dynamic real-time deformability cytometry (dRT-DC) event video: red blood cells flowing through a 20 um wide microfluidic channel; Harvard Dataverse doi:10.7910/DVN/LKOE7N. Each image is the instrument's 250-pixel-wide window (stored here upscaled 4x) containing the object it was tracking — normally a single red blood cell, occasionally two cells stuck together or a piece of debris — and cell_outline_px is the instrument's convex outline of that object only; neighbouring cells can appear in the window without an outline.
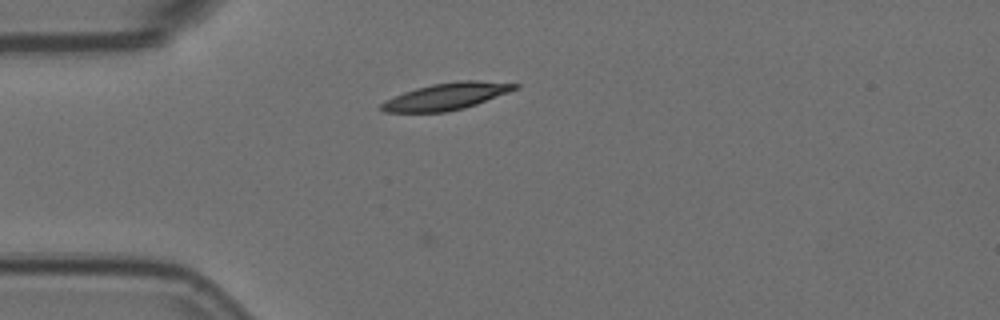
{"species": "Egyptian fruit bat (a non-hibernating species)", "species_latin": "Rousettus aegyptiacus", "temperature_condition": "room temperature", "stored_images_in_passage": 1, "camera_frame_rate_fps": 3000, "um_per_image_px": 0.085, "animal": {"sex": "female"}, "frame": {"image": 1, "passage_image": 1, "time_ms": 0.0, "image_size_px": [1000, 320], "cell_outline_px": [[520, 88], [476, 104], [464, 108], [444, 112], [384, 112], [380, 108], [380, 104], [384, 100], [404, 92], [416, 88], [432, 84], [460, 80], [476, 80], [520, 84]], "centroid_in_image_um": [37.94, 8.18], "position_along_channel_um": 47.1, "area_um2": 20.87}}